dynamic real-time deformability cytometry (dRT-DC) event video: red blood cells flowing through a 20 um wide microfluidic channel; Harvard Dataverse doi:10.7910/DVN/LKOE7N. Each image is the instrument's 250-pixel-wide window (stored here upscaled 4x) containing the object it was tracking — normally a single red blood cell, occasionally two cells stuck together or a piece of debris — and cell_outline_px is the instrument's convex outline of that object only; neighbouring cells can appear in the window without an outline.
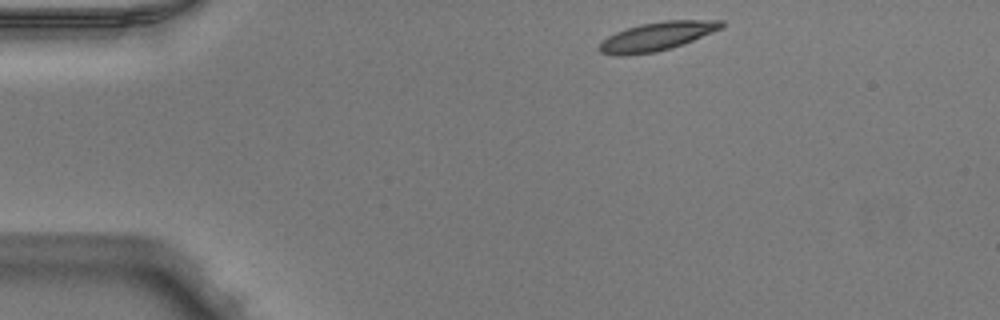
{"species": "Egyptian fruit bat (a non-hibernating species)", "species_latin": "Rousettus aegyptiacus", "temperature_condition": "warm", "stored_images_in_passage": 43, "camera_frame_rate_fps": 3000, "um_per_image_px": 0.085, "animal": {"sex": "male"}, "frame": {"image": 1, "passage_image": 1, "time_ms": 0.0, "image_size_px": [1000, 320], "cell_outline_px": [[724, 24], [720, 28], [692, 40], [672, 48], [656, 52], [628, 56], [612, 56], [600, 52], [596, 48], [608, 36], [616, 32], [640, 24], [664, 20], [724, 20]], "centroid_in_image_um": [55.77, 3.11], "position_along_channel_um": 29.2, "area_um2": 20.35}}
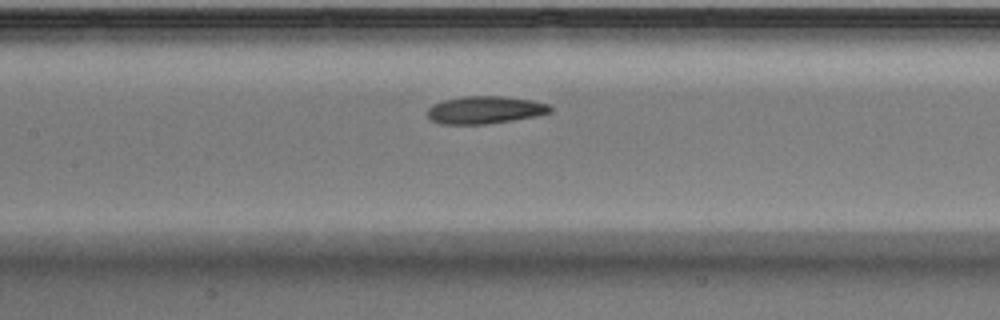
{"frame": {"image": 2, "passage_image": 16, "time_ms": 5.0, "image_size_px": [1000, 320], "cell_outline_px": [[556, 108], [552, 112], [536, 116], [512, 120], [484, 124], [440, 124], [432, 120], [428, 116], [428, 108], [432, 104], [444, 100], [464, 96], [504, 96], [532, 100], [548, 104]], "centroid_in_image_um": [41.26, 9.34], "position_along_channel_um": 166.1, "area_um2": 19.83}}
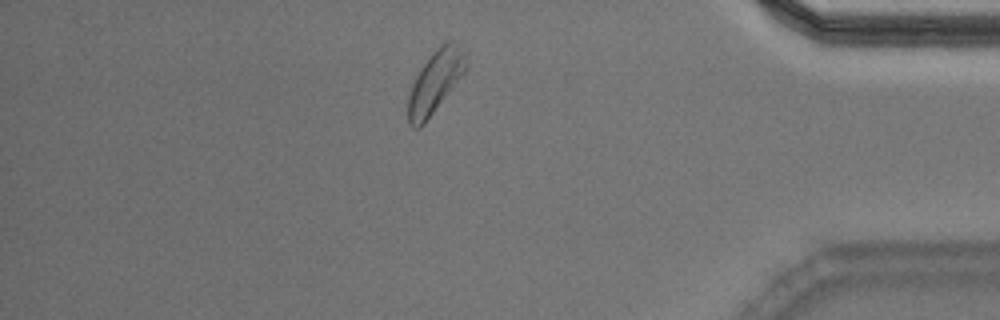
{"frame": {"image": 3, "passage_image": 36, "time_ms": 11.667, "image_size_px": [1000, 320], "cell_outline_px": [[464, 72], [424, 124], [420, 128], [412, 128], [408, 124], [408, 96], [412, 84], [420, 68], [432, 52], [440, 44], [448, 40], [452, 40], [464, 52]], "centroid_in_image_um": [36.93, 6.97], "position_along_channel_um": 398.3, "area_um2": 20.46}, "authors_computed_cell_mechanics": {"area_um2": 20.23, "velocity_mm_per_s": 3.9586, "shape_relaxation_time_tau1_ms": 4.6215, "shape_relaxation_time_tau2_ms": 8.9313, "deformation_change_tau1": 0.1295, "deformation_change_tau2": 0.1726}}